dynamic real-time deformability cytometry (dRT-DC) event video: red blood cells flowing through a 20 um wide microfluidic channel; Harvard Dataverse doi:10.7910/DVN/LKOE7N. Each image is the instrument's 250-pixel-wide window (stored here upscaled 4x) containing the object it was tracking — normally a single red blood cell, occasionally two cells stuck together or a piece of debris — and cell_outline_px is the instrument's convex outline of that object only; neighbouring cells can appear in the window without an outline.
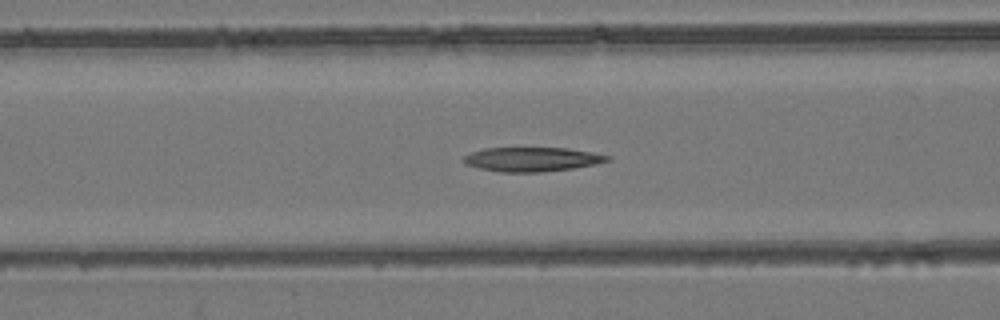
{"species": "common noctule bat (a hibernating species)", "species_latin": "Nyctalus noctula", "temperature_condition": "room temperature", "stored_images_in_passage": 54, "camera_frame_rate_fps": 3000, "um_per_image_px": 0.085, "animal": {"sex": "female", "body_mass_g": 24.6, "forearm_length_mm": 56.2}, "frame": {"image": 1, "passage_image": 22, "time_ms": 7.0, "image_size_px": [1000, 320], "cell_outline_px": [[612, 160], [572, 168], [540, 172], [500, 172], [480, 168], [468, 164], [464, 160], [464, 156], [472, 152], [484, 148], [568, 148], [592, 152], [612, 156]], "centroid_in_image_um": [45.26, 13.53], "position_along_channel_um": 121.3, "area_um2": 20.06}}
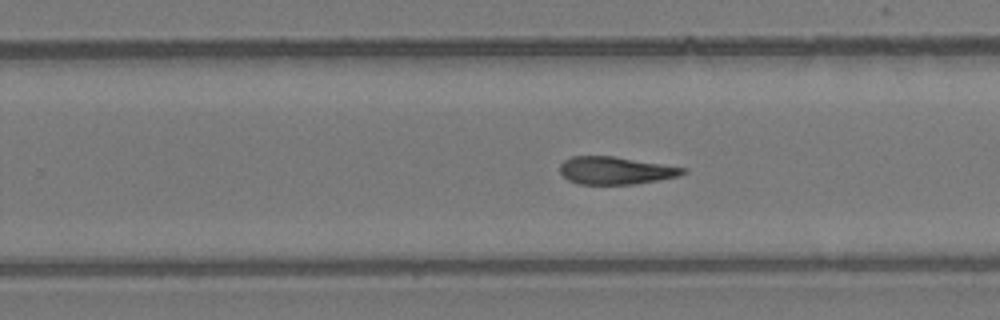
{"frame": {"image": 2, "passage_image": 34, "time_ms": 11.0, "image_size_px": [1000, 320], "cell_outline_px": [[688, 172], [680, 176], [660, 180], [636, 184], [580, 184], [568, 180], [560, 172], [560, 164], [564, 160], [572, 156], [616, 156], [688, 168]], "centroid_in_image_um": [52.38, 14.49], "position_along_channel_um": 277.4, "area_um2": 20.06}}
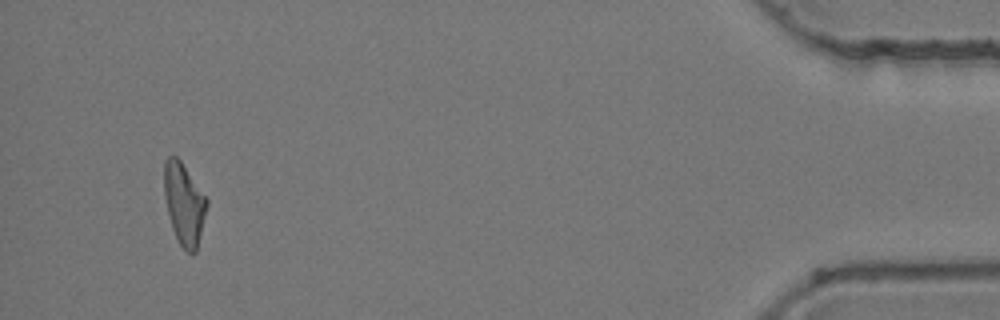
{"frame": {"image": 3, "passage_image": 51, "time_ms": 16.667, "image_size_px": [1000, 320], "cell_outline_px": [[208, 204], [196, 252], [192, 256], [180, 244], [172, 228], [164, 196], [164, 160], [168, 156], [176, 156], [180, 160], [208, 200]], "centroid_in_image_um": [15.64, 17.33], "position_along_channel_um": 419.6, "area_um2": 20.11}}